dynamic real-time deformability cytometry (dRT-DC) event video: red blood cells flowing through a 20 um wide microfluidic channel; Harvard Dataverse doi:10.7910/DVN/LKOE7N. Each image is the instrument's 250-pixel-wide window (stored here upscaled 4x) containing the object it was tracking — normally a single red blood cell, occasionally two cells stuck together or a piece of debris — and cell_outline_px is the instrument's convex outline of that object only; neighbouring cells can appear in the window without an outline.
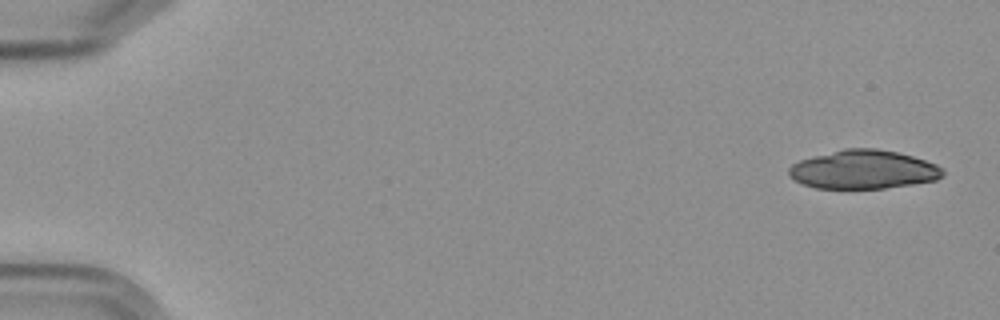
{"species": "Egyptian fruit bat (a non-hibernating species)", "species_latin": "Rousettus aegyptiacus", "temperature_condition": "cold", "stored_images_in_passage": 5, "camera_frame_rate_fps": 3000, "um_per_image_px": 0.085, "frame": {"image": 1, "passage_image": 1, "time_ms": 0.0, "image_size_px": [1000, 320], "cell_outline_px": [[944, 176], [936, 180], [912, 184], [884, 188], [816, 188], [800, 184], [788, 176], [788, 168], [792, 164], [800, 160], [844, 148], [876, 148], [896, 152], [912, 156], [936, 164], [944, 168]], "centroid_in_image_um": [73.38, 14.41], "position_along_channel_um": 11.6, "area_um2": 34.8}}